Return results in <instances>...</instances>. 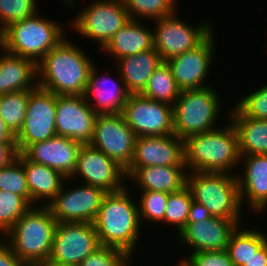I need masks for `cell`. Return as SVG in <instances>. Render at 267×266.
<instances>
[{
    "instance_id": "obj_42",
    "label": "cell",
    "mask_w": 267,
    "mask_h": 266,
    "mask_svg": "<svg viewBox=\"0 0 267 266\" xmlns=\"http://www.w3.org/2000/svg\"><path fill=\"white\" fill-rule=\"evenodd\" d=\"M211 217H213L211 213L202 204L194 200L192 201L189 209L187 223H196L200 219L204 220Z\"/></svg>"
},
{
    "instance_id": "obj_1",
    "label": "cell",
    "mask_w": 267,
    "mask_h": 266,
    "mask_svg": "<svg viewBox=\"0 0 267 266\" xmlns=\"http://www.w3.org/2000/svg\"><path fill=\"white\" fill-rule=\"evenodd\" d=\"M62 39L37 64V86L55 95H84L95 64L80 47Z\"/></svg>"
},
{
    "instance_id": "obj_18",
    "label": "cell",
    "mask_w": 267,
    "mask_h": 266,
    "mask_svg": "<svg viewBox=\"0 0 267 266\" xmlns=\"http://www.w3.org/2000/svg\"><path fill=\"white\" fill-rule=\"evenodd\" d=\"M97 115L84 95H56V134L59 136L89 144Z\"/></svg>"
},
{
    "instance_id": "obj_46",
    "label": "cell",
    "mask_w": 267,
    "mask_h": 266,
    "mask_svg": "<svg viewBox=\"0 0 267 266\" xmlns=\"http://www.w3.org/2000/svg\"><path fill=\"white\" fill-rule=\"evenodd\" d=\"M36 266H72V265L59 264V263H55L53 261L47 260V261L37 264Z\"/></svg>"
},
{
    "instance_id": "obj_12",
    "label": "cell",
    "mask_w": 267,
    "mask_h": 266,
    "mask_svg": "<svg viewBox=\"0 0 267 266\" xmlns=\"http://www.w3.org/2000/svg\"><path fill=\"white\" fill-rule=\"evenodd\" d=\"M136 137L174 134L173 106L130 94L122 112Z\"/></svg>"
},
{
    "instance_id": "obj_11",
    "label": "cell",
    "mask_w": 267,
    "mask_h": 266,
    "mask_svg": "<svg viewBox=\"0 0 267 266\" xmlns=\"http://www.w3.org/2000/svg\"><path fill=\"white\" fill-rule=\"evenodd\" d=\"M100 247L93 223L59 222L56 225L50 261L79 266L81 262Z\"/></svg>"
},
{
    "instance_id": "obj_36",
    "label": "cell",
    "mask_w": 267,
    "mask_h": 266,
    "mask_svg": "<svg viewBox=\"0 0 267 266\" xmlns=\"http://www.w3.org/2000/svg\"><path fill=\"white\" fill-rule=\"evenodd\" d=\"M168 197L169 193L165 192L141 191L137 201L140 221L145 219L155 224L164 222Z\"/></svg>"
},
{
    "instance_id": "obj_20",
    "label": "cell",
    "mask_w": 267,
    "mask_h": 266,
    "mask_svg": "<svg viewBox=\"0 0 267 266\" xmlns=\"http://www.w3.org/2000/svg\"><path fill=\"white\" fill-rule=\"evenodd\" d=\"M81 146L75 140L56 135L30 145L23 154L29 160L58 170L65 178H70L75 171Z\"/></svg>"
},
{
    "instance_id": "obj_14",
    "label": "cell",
    "mask_w": 267,
    "mask_h": 266,
    "mask_svg": "<svg viewBox=\"0 0 267 266\" xmlns=\"http://www.w3.org/2000/svg\"><path fill=\"white\" fill-rule=\"evenodd\" d=\"M65 179L56 197L47 205L53 217L59 222L93 223L99 212L104 196L103 189L83 184L67 188Z\"/></svg>"
},
{
    "instance_id": "obj_10",
    "label": "cell",
    "mask_w": 267,
    "mask_h": 266,
    "mask_svg": "<svg viewBox=\"0 0 267 266\" xmlns=\"http://www.w3.org/2000/svg\"><path fill=\"white\" fill-rule=\"evenodd\" d=\"M89 5L74 17L71 27L102 48L130 18L122 0H96Z\"/></svg>"
},
{
    "instance_id": "obj_9",
    "label": "cell",
    "mask_w": 267,
    "mask_h": 266,
    "mask_svg": "<svg viewBox=\"0 0 267 266\" xmlns=\"http://www.w3.org/2000/svg\"><path fill=\"white\" fill-rule=\"evenodd\" d=\"M177 12L155 20L153 30L154 49L163 61L199 46L212 32V25L206 21L193 27L177 17Z\"/></svg>"
},
{
    "instance_id": "obj_19",
    "label": "cell",
    "mask_w": 267,
    "mask_h": 266,
    "mask_svg": "<svg viewBox=\"0 0 267 266\" xmlns=\"http://www.w3.org/2000/svg\"><path fill=\"white\" fill-rule=\"evenodd\" d=\"M240 223L216 216L200 219L196 223H186L179 232L178 240L183 246L191 247V253L223 251L226 250L231 233Z\"/></svg>"
},
{
    "instance_id": "obj_3",
    "label": "cell",
    "mask_w": 267,
    "mask_h": 266,
    "mask_svg": "<svg viewBox=\"0 0 267 266\" xmlns=\"http://www.w3.org/2000/svg\"><path fill=\"white\" fill-rule=\"evenodd\" d=\"M237 131L230 121L224 127L191 135L184 140V163L189 172L231 174L241 164Z\"/></svg>"
},
{
    "instance_id": "obj_2",
    "label": "cell",
    "mask_w": 267,
    "mask_h": 266,
    "mask_svg": "<svg viewBox=\"0 0 267 266\" xmlns=\"http://www.w3.org/2000/svg\"><path fill=\"white\" fill-rule=\"evenodd\" d=\"M127 188L104 196L93 224L100 246L120 249L131 257L141 236L142 221L138 204L132 200Z\"/></svg>"
},
{
    "instance_id": "obj_24",
    "label": "cell",
    "mask_w": 267,
    "mask_h": 266,
    "mask_svg": "<svg viewBox=\"0 0 267 266\" xmlns=\"http://www.w3.org/2000/svg\"><path fill=\"white\" fill-rule=\"evenodd\" d=\"M140 22L130 19L101 49L116 61L154 48L153 31Z\"/></svg>"
},
{
    "instance_id": "obj_44",
    "label": "cell",
    "mask_w": 267,
    "mask_h": 266,
    "mask_svg": "<svg viewBox=\"0 0 267 266\" xmlns=\"http://www.w3.org/2000/svg\"><path fill=\"white\" fill-rule=\"evenodd\" d=\"M243 266H267V241Z\"/></svg>"
},
{
    "instance_id": "obj_31",
    "label": "cell",
    "mask_w": 267,
    "mask_h": 266,
    "mask_svg": "<svg viewBox=\"0 0 267 266\" xmlns=\"http://www.w3.org/2000/svg\"><path fill=\"white\" fill-rule=\"evenodd\" d=\"M30 91L0 95V117L14 136L20 132L23 126Z\"/></svg>"
},
{
    "instance_id": "obj_39",
    "label": "cell",
    "mask_w": 267,
    "mask_h": 266,
    "mask_svg": "<svg viewBox=\"0 0 267 266\" xmlns=\"http://www.w3.org/2000/svg\"><path fill=\"white\" fill-rule=\"evenodd\" d=\"M131 259L120 249L100 246L89 254L79 266H130Z\"/></svg>"
},
{
    "instance_id": "obj_17",
    "label": "cell",
    "mask_w": 267,
    "mask_h": 266,
    "mask_svg": "<svg viewBox=\"0 0 267 266\" xmlns=\"http://www.w3.org/2000/svg\"><path fill=\"white\" fill-rule=\"evenodd\" d=\"M186 166L184 141L176 134L136 137L133 159L125 170L127 180L141 167Z\"/></svg>"
},
{
    "instance_id": "obj_4",
    "label": "cell",
    "mask_w": 267,
    "mask_h": 266,
    "mask_svg": "<svg viewBox=\"0 0 267 266\" xmlns=\"http://www.w3.org/2000/svg\"><path fill=\"white\" fill-rule=\"evenodd\" d=\"M56 225L47 206H32L4 235L5 242L21 261L36 266L49 259Z\"/></svg>"
},
{
    "instance_id": "obj_7",
    "label": "cell",
    "mask_w": 267,
    "mask_h": 266,
    "mask_svg": "<svg viewBox=\"0 0 267 266\" xmlns=\"http://www.w3.org/2000/svg\"><path fill=\"white\" fill-rule=\"evenodd\" d=\"M221 106L218 92L211 86L181 91L173 105L174 134L184 141L191 135L218 128Z\"/></svg>"
},
{
    "instance_id": "obj_37",
    "label": "cell",
    "mask_w": 267,
    "mask_h": 266,
    "mask_svg": "<svg viewBox=\"0 0 267 266\" xmlns=\"http://www.w3.org/2000/svg\"><path fill=\"white\" fill-rule=\"evenodd\" d=\"M36 0H0V33L10 24L38 13Z\"/></svg>"
},
{
    "instance_id": "obj_41",
    "label": "cell",
    "mask_w": 267,
    "mask_h": 266,
    "mask_svg": "<svg viewBox=\"0 0 267 266\" xmlns=\"http://www.w3.org/2000/svg\"><path fill=\"white\" fill-rule=\"evenodd\" d=\"M0 239V266H28L11 250L5 239Z\"/></svg>"
},
{
    "instance_id": "obj_33",
    "label": "cell",
    "mask_w": 267,
    "mask_h": 266,
    "mask_svg": "<svg viewBox=\"0 0 267 266\" xmlns=\"http://www.w3.org/2000/svg\"><path fill=\"white\" fill-rule=\"evenodd\" d=\"M31 207L24 197L0 190V235L4 236Z\"/></svg>"
},
{
    "instance_id": "obj_5",
    "label": "cell",
    "mask_w": 267,
    "mask_h": 266,
    "mask_svg": "<svg viewBox=\"0 0 267 266\" xmlns=\"http://www.w3.org/2000/svg\"><path fill=\"white\" fill-rule=\"evenodd\" d=\"M36 15L14 22L0 33V48L37 64L64 36V26Z\"/></svg>"
},
{
    "instance_id": "obj_13",
    "label": "cell",
    "mask_w": 267,
    "mask_h": 266,
    "mask_svg": "<svg viewBox=\"0 0 267 266\" xmlns=\"http://www.w3.org/2000/svg\"><path fill=\"white\" fill-rule=\"evenodd\" d=\"M135 139L122 114L97 115L89 145L126 170L134 156Z\"/></svg>"
},
{
    "instance_id": "obj_29",
    "label": "cell",
    "mask_w": 267,
    "mask_h": 266,
    "mask_svg": "<svg viewBox=\"0 0 267 266\" xmlns=\"http://www.w3.org/2000/svg\"><path fill=\"white\" fill-rule=\"evenodd\" d=\"M239 226L231 233L226 247L233 266H243L267 241V235L263 231H257L255 228L243 229Z\"/></svg>"
},
{
    "instance_id": "obj_27",
    "label": "cell",
    "mask_w": 267,
    "mask_h": 266,
    "mask_svg": "<svg viewBox=\"0 0 267 266\" xmlns=\"http://www.w3.org/2000/svg\"><path fill=\"white\" fill-rule=\"evenodd\" d=\"M186 166H146L139 168L130 178L141 191L173 193L186 186Z\"/></svg>"
},
{
    "instance_id": "obj_40",
    "label": "cell",
    "mask_w": 267,
    "mask_h": 266,
    "mask_svg": "<svg viewBox=\"0 0 267 266\" xmlns=\"http://www.w3.org/2000/svg\"><path fill=\"white\" fill-rule=\"evenodd\" d=\"M187 257L183 260L189 266H233L226 250L190 253Z\"/></svg>"
},
{
    "instance_id": "obj_43",
    "label": "cell",
    "mask_w": 267,
    "mask_h": 266,
    "mask_svg": "<svg viewBox=\"0 0 267 266\" xmlns=\"http://www.w3.org/2000/svg\"><path fill=\"white\" fill-rule=\"evenodd\" d=\"M17 154L16 143H0V167L8 165Z\"/></svg>"
},
{
    "instance_id": "obj_15",
    "label": "cell",
    "mask_w": 267,
    "mask_h": 266,
    "mask_svg": "<svg viewBox=\"0 0 267 266\" xmlns=\"http://www.w3.org/2000/svg\"><path fill=\"white\" fill-rule=\"evenodd\" d=\"M76 176L82 177L84 184L98 187L107 193L120 191L127 186L123 183L126 180L125 169L89 144L80 147L75 171L68 180L72 181Z\"/></svg>"
},
{
    "instance_id": "obj_45",
    "label": "cell",
    "mask_w": 267,
    "mask_h": 266,
    "mask_svg": "<svg viewBox=\"0 0 267 266\" xmlns=\"http://www.w3.org/2000/svg\"><path fill=\"white\" fill-rule=\"evenodd\" d=\"M0 143H16V137L7 128L4 120L0 117Z\"/></svg>"
},
{
    "instance_id": "obj_38",
    "label": "cell",
    "mask_w": 267,
    "mask_h": 266,
    "mask_svg": "<svg viewBox=\"0 0 267 266\" xmlns=\"http://www.w3.org/2000/svg\"><path fill=\"white\" fill-rule=\"evenodd\" d=\"M235 103V108L249 118L267 120V85L260 87Z\"/></svg>"
},
{
    "instance_id": "obj_8",
    "label": "cell",
    "mask_w": 267,
    "mask_h": 266,
    "mask_svg": "<svg viewBox=\"0 0 267 266\" xmlns=\"http://www.w3.org/2000/svg\"><path fill=\"white\" fill-rule=\"evenodd\" d=\"M56 135V95L36 86L29 93L23 126L15 136L17 152Z\"/></svg>"
},
{
    "instance_id": "obj_32",
    "label": "cell",
    "mask_w": 267,
    "mask_h": 266,
    "mask_svg": "<svg viewBox=\"0 0 267 266\" xmlns=\"http://www.w3.org/2000/svg\"><path fill=\"white\" fill-rule=\"evenodd\" d=\"M130 19L157 20L175 14L178 0H122ZM137 16V17H136ZM140 19H139V18Z\"/></svg>"
},
{
    "instance_id": "obj_30",
    "label": "cell",
    "mask_w": 267,
    "mask_h": 266,
    "mask_svg": "<svg viewBox=\"0 0 267 266\" xmlns=\"http://www.w3.org/2000/svg\"><path fill=\"white\" fill-rule=\"evenodd\" d=\"M180 92L169 65L163 61L153 72L140 95L173 106Z\"/></svg>"
},
{
    "instance_id": "obj_28",
    "label": "cell",
    "mask_w": 267,
    "mask_h": 266,
    "mask_svg": "<svg viewBox=\"0 0 267 266\" xmlns=\"http://www.w3.org/2000/svg\"><path fill=\"white\" fill-rule=\"evenodd\" d=\"M229 116L237 131L240 156L267 154V120L243 116L235 107Z\"/></svg>"
},
{
    "instance_id": "obj_34",
    "label": "cell",
    "mask_w": 267,
    "mask_h": 266,
    "mask_svg": "<svg viewBox=\"0 0 267 266\" xmlns=\"http://www.w3.org/2000/svg\"><path fill=\"white\" fill-rule=\"evenodd\" d=\"M0 190L24 197L30 203L26 174L22 166V153L8 165L0 167Z\"/></svg>"
},
{
    "instance_id": "obj_22",
    "label": "cell",
    "mask_w": 267,
    "mask_h": 266,
    "mask_svg": "<svg viewBox=\"0 0 267 266\" xmlns=\"http://www.w3.org/2000/svg\"><path fill=\"white\" fill-rule=\"evenodd\" d=\"M242 160L244 174L236 175L241 204L246 197L251 210L260 213L267 209V154L243 155Z\"/></svg>"
},
{
    "instance_id": "obj_16",
    "label": "cell",
    "mask_w": 267,
    "mask_h": 266,
    "mask_svg": "<svg viewBox=\"0 0 267 266\" xmlns=\"http://www.w3.org/2000/svg\"><path fill=\"white\" fill-rule=\"evenodd\" d=\"M214 37L213 31L199 46L166 61L181 91L209 87L205 80L214 61Z\"/></svg>"
},
{
    "instance_id": "obj_47",
    "label": "cell",
    "mask_w": 267,
    "mask_h": 266,
    "mask_svg": "<svg viewBox=\"0 0 267 266\" xmlns=\"http://www.w3.org/2000/svg\"><path fill=\"white\" fill-rule=\"evenodd\" d=\"M176 266H189L183 259Z\"/></svg>"
},
{
    "instance_id": "obj_26",
    "label": "cell",
    "mask_w": 267,
    "mask_h": 266,
    "mask_svg": "<svg viewBox=\"0 0 267 266\" xmlns=\"http://www.w3.org/2000/svg\"><path fill=\"white\" fill-rule=\"evenodd\" d=\"M22 166L26 174L30 204L36 206L38 201L41 203V199H44V206H47L56 197L66 178L58 170L29 160L23 153Z\"/></svg>"
},
{
    "instance_id": "obj_23",
    "label": "cell",
    "mask_w": 267,
    "mask_h": 266,
    "mask_svg": "<svg viewBox=\"0 0 267 266\" xmlns=\"http://www.w3.org/2000/svg\"><path fill=\"white\" fill-rule=\"evenodd\" d=\"M0 50L3 51L0 53V95L33 90L37 86L36 64L2 48Z\"/></svg>"
},
{
    "instance_id": "obj_25",
    "label": "cell",
    "mask_w": 267,
    "mask_h": 266,
    "mask_svg": "<svg viewBox=\"0 0 267 266\" xmlns=\"http://www.w3.org/2000/svg\"><path fill=\"white\" fill-rule=\"evenodd\" d=\"M162 62L163 60L154 48L115 61L116 66L119 67L120 73L118 74L121 75L130 94H140Z\"/></svg>"
},
{
    "instance_id": "obj_35",
    "label": "cell",
    "mask_w": 267,
    "mask_h": 266,
    "mask_svg": "<svg viewBox=\"0 0 267 266\" xmlns=\"http://www.w3.org/2000/svg\"><path fill=\"white\" fill-rule=\"evenodd\" d=\"M192 201V194L187 186L177 192L169 193L164 222L166 225L174 224L178 234L186 226Z\"/></svg>"
},
{
    "instance_id": "obj_21",
    "label": "cell",
    "mask_w": 267,
    "mask_h": 266,
    "mask_svg": "<svg viewBox=\"0 0 267 266\" xmlns=\"http://www.w3.org/2000/svg\"><path fill=\"white\" fill-rule=\"evenodd\" d=\"M98 74V69L93 65L84 94L88 105L98 115L122 114L130 93L127 91L121 75L117 77L121 82L119 83L117 80L112 81L114 79H110L111 77L105 76V74Z\"/></svg>"
},
{
    "instance_id": "obj_6",
    "label": "cell",
    "mask_w": 267,
    "mask_h": 266,
    "mask_svg": "<svg viewBox=\"0 0 267 266\" xmlns=\"http://www.w3.org/2000/svg\"><path fill=\"white\" fill-rule=\"evenodd\" d=\"M236 174L189 171L186 186L193 200L202 204L212 216L241 221L242 204Z\"/></svg>"
}]
</instances>
